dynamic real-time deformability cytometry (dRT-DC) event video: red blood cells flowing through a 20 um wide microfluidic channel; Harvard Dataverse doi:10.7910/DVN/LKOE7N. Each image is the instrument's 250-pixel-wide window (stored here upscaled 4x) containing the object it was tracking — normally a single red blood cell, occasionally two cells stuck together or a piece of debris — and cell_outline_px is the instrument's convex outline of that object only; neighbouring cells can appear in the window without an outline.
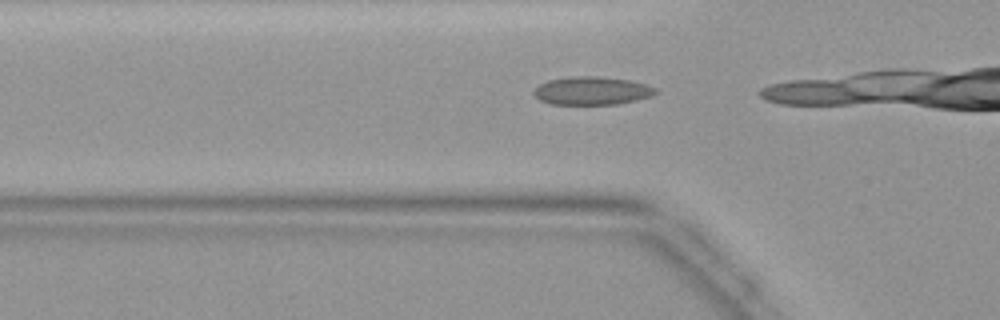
{"species": "common noctule bat (a hibernating species)", "species_latin": "Nyctalus noctula", "temperature_condition": "warm", "stored_images_in_passage": 12, "camera_frame_rate_fps": 3000, "um_per_image_px": 0.085, "animal": {"sex": "female", "body_mass_g": 19.9}, "frame": {"image": 1, "passage_image": 10, "time_ms": 3.0, "image_size_px": [1000, 320], "cell_outline_px": [[656, 92], [652, 96], [636, 100], [616, 104], [552, 104], [540, 100], [532, 92], [540, 84], [548, 80], [572, 76], [596, 76], [628, 80], [644, 84], [656, 88]], "centroid_in_image_um": [50.3, 7.71], "position_along_channel_um": 75.5, "area_um2": 19.77}}